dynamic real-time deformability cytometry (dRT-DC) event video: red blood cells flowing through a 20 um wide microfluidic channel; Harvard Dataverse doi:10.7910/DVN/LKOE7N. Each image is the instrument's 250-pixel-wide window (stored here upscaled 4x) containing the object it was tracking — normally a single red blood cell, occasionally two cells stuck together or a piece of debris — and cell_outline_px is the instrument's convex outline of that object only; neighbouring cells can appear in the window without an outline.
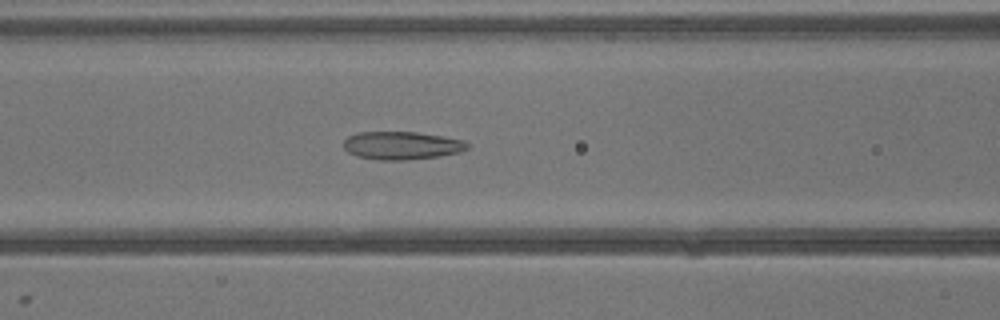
{"species": "common noctule bat (a hibernating species)", "species_latin": "Nyctalus noctula", "temperature_condition": "warm", "stored_images_in_passage": 40, "camera_frame_rate_fps": 3000, "um_per_image_px": 0.085, "animal": {"sex": "male", "body_mass_g": 13.3}, "frame": {"image": 1, "passage_image": 17, "time_ms": 5.333, "image_size_px": [1000, 320], "cell_outline_px": [[468, 148], [460, 152], [440, 156], [408, 160], [376, 160], [356, 156], [348, 152], [344, 148], [344, 140], [348, 136], [356, 132], [416, 132], [444, 136], [464, 140], [468, 144]], "centroid_in_image_um": [34.14, 12.37], "position_along_channel_um": 132.5, "area_um2": 20.4}}
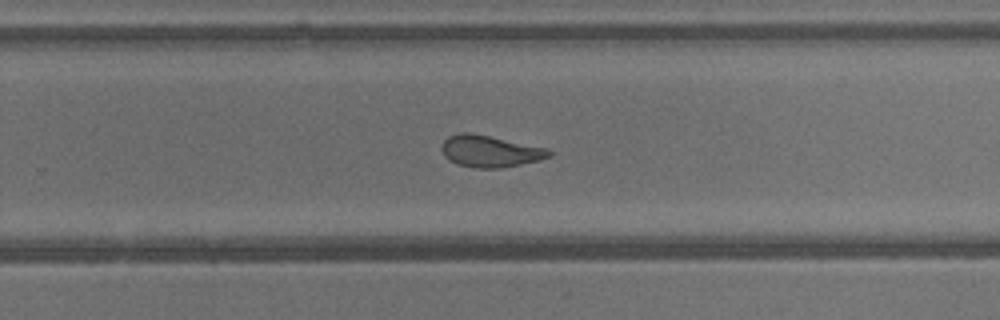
{"frame": {"image": 2, "passage_image": 26, "time_ms": 8.333, "image_size_px": [1000, 320], "cell_outline_px": [[552, 156], [540, 160], [500, 168], [472, 168], [456, 164], [448, 160], [444, 156], [440, 148], [444, 140], [448, 136], [460, 132], [468, 132], [548, 148], [552, 152]], "centroid_in_image_um": [41.62, 12.86], "position_along_channel_um": 288.2, "area_um2": 19.94}}
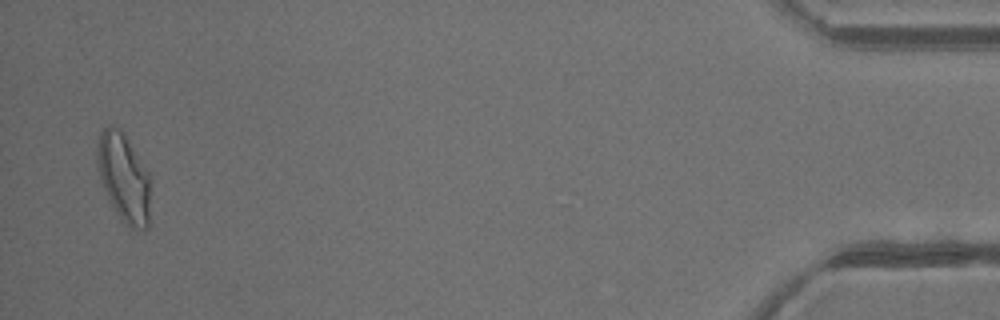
{"frame": {"image": 3, "passage_image": 39, "time_ms": 12.667, "image_size_px": [1000, 320], "cell_outline_px": [[148, 228], [132, 228], [120, 220], [108, 200], [96, 164], [96, 144], [100, 132], [108, 124], [112, 124], [120, 128], [124, 132], [148, 172]], "centroid_in_image_um": [10.46, 15.03], "position_along_channel_um": 424.7, "area_um2": 27.4}}